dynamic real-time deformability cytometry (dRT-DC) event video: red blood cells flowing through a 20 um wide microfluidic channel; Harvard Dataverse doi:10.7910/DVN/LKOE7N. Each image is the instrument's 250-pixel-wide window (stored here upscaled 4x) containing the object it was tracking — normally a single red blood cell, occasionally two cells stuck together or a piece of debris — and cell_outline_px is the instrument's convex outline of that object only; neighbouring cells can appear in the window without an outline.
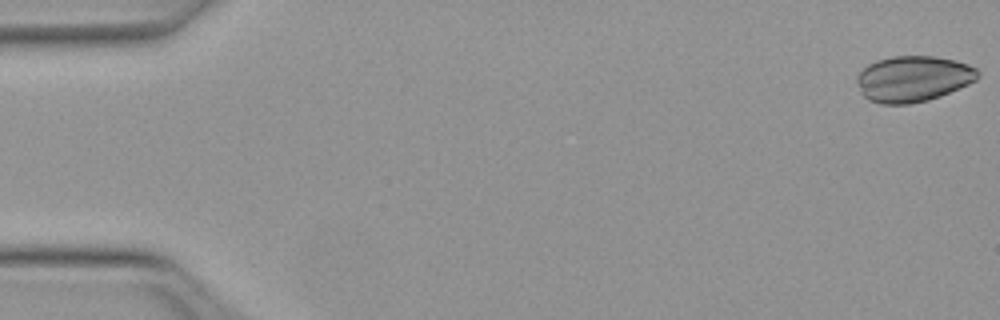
{"species": "Egyptian fruit bat (a non-hibernating species)", "species_latin": "Rousettus aegyptiacus", "temperature_condition": "warm", "stored_images_in_passage": 51, "camera_frame_rate_fps": 3000, "um_per_image_px": 0.085, "animal": {"sex": "female"}, "frame": {"image": 1, "passage_image": 1, "time_ms": 0.0, "image_size_px": [1000, 320], "cell_outline_px": [[980, 76], [976, 80], [968, 84], [940, 96], [928, 100], [908, 104], [880, 104], [868, 100], [864, 96], [856, 80], [856, 76], [868, 64], [876, 60], [892, 56], [936, 56], [956, 60], [968, 64], [976, 68], [980, 72]], "centroid_in_image_um": [77.63, 6.69], "position_along_channel_um": 7.4, "area_um2": 32.48}}
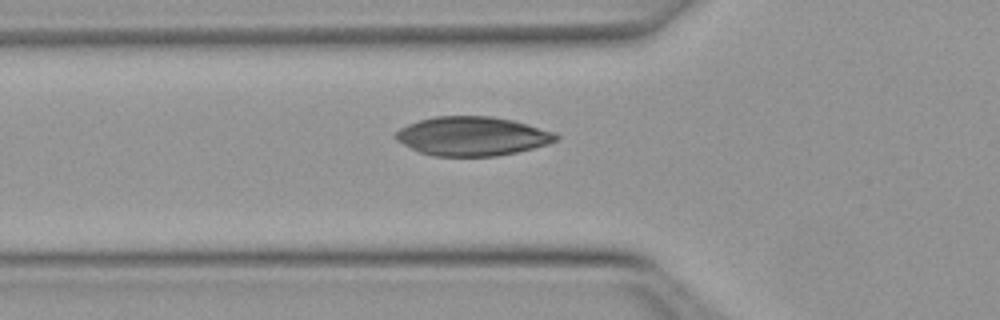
{"frame": {"image": 2, "passage_image": 18, "time_ms": 5.667, "image_size_px": [1000, 320], "cell_outline_px": [[560, 136], [556, 140], [548, 144], [516, 152], [496, 156], [432, 156], [420, 152], [396, 140], [392, 136], [400, 128], [408, 124], [420, 120], [436, 116], [492, 116], [512, 120], [528, 124], [556, 132]], "centroid_in_image_um": [40.15, 11.57], "position_along_channel_um": 85.7, "area_um2": 36.47}}
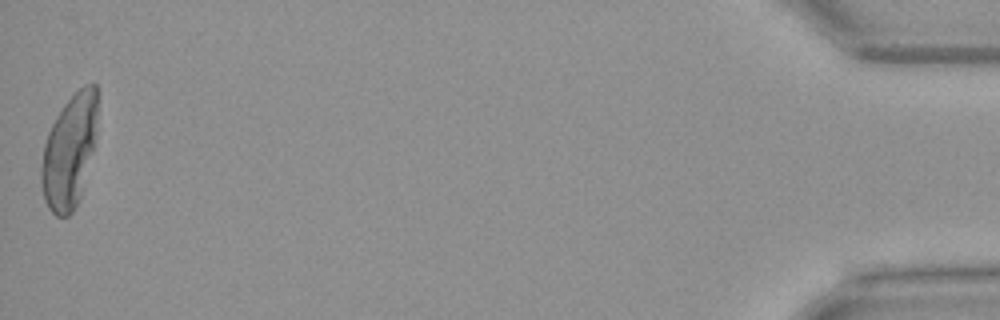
{"frame": {"image": 3, "passage_image": 51, "time_ms": 16.667, "image_size_px": [1000, 320], "cell_outline_px": [[96, 132], [80, 196], [72, 212], [68, 216], [56, 216], [48, 208], [44, 200], [40, 180], [40, 168], [44, 144], [48, 132], [56, 116], [64, 104], [84, 84], [96, 84]], "centroid_in_image_um": [5.85, 12.87], "position_along_channel_um": 429.3, "area_um2": 36.41}}